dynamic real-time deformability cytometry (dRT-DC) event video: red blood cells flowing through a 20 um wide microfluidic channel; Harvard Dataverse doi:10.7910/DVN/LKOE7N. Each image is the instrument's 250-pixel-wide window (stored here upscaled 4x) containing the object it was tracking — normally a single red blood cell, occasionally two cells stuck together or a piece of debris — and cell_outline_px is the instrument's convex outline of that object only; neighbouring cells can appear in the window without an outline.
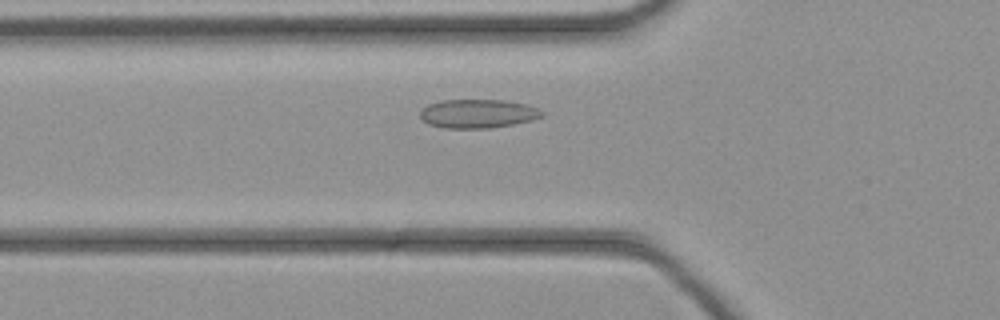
{"species": "common noctule bat (a hibernating species)", "species_latin": "Nyctalus noctula", "temperature_condition": "cold", "stored_images_in_passage": 39, "camera_frame_rate_fps": 3000, "um_per_image_px": 0.085, "animal": {"sex": "female", "body_mass_g": 21.9}, "frame": {"image": 1, "passage_image": 9, "time_ms": 2.667, "image_size_px": [1000, 320], "cell_outline_px": [[544, 116], [532, 120], [512, 124], [488, 128], [444, 128], [428, 124], [420, 116], [420, 108], [428, 104], [440, 100], [504, 100], [528, 104], [540, 108], [544, 112]], "centroid_in_image_um": [40.63, 9.65], "position_along_channel_um": 85.2, "area_um2": 20.63}}
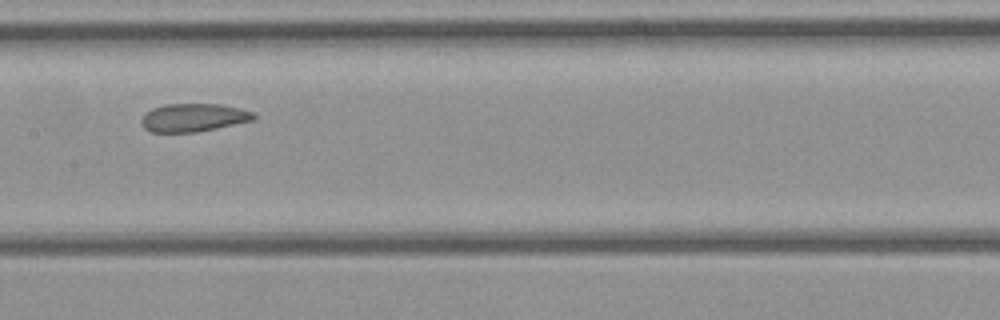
{"frame": {"image": 2, "passage_image": 16, "time_ms": 5.0, "image_size_px": [1000, 320], "cell_outline_px": [[256, 120], [196, 132], [148, 132], [140, 124], [140, 120], [152, 108], [164, 104], [220, 104], [240, 108], [256, 112]], "centroid_in_image_um": [16.47, 9.99], "position_along_channel_um": 190.9, "area_um2": 18.61}}
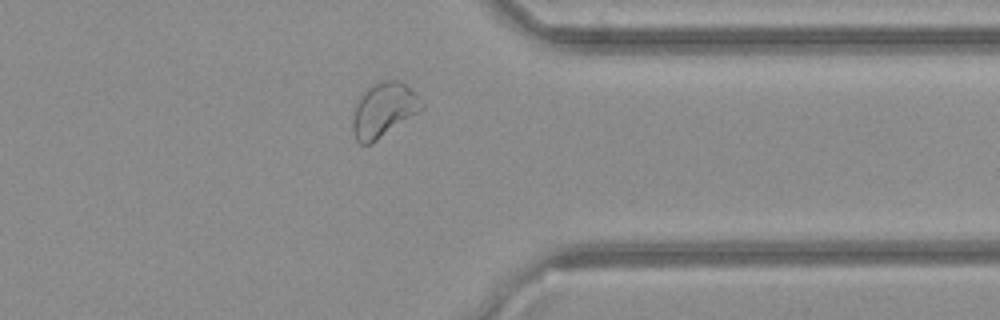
{"frame": {"image": 3, "passage_image": 29, "time_ms": 9.333, "image_size_px": [1000, 320], "cell_outline_px": [[424, 108], [372, 144], [360, 144], [356, 140], [352, 128], [352, 120], [356, 104], [364, 88], [372, 84], [384, 80], [396, 80], [404, 84], [416, 92], [424, 104]], "centroid_in_image_um": [32.6, 9.34], "position_along_channel_um": 378.8, "area_um2": 21.96}}